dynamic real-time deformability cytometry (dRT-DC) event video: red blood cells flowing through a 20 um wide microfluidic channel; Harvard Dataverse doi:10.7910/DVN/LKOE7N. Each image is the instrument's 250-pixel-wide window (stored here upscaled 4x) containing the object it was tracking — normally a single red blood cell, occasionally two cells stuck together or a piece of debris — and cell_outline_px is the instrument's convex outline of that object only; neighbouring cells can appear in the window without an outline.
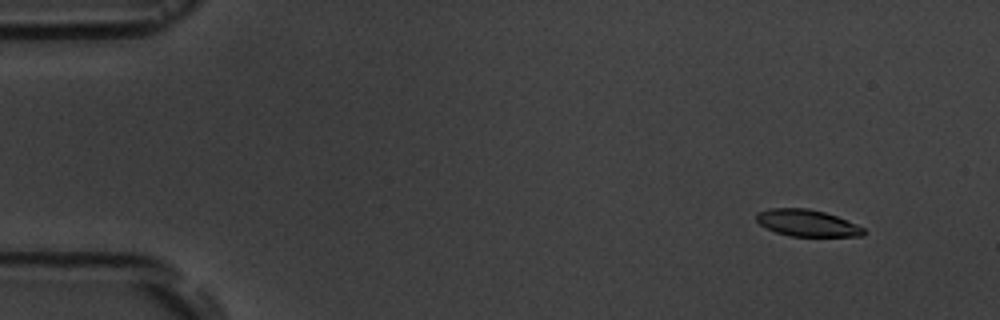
{"species": "common noctule bat (a hibernating species)", "species_latin": "Nyctalus noctula", "temperature_condition": "room temperature", "stored_images_in_passage": 7, "camera_frame_rate_fps": 3000, "um_per_image_px": 0.085, "animal": {"sex": "male", "body_mass_g": 19.5, "forearm_length_mm": 54.6}, "frame": {"image": 1, "passage_image": 2, "time_ms": 1.333, "image_size_px": [1000, 320], "cell_outline_px": [[864, 236], [788, 236], [776, 232], [760, 224], [756, 220], [756, 212], [768, 208], [808, 208], [824, 212], [836, 216], [856, 224], [864, 228]], "centroid_in_image_um": [68.57, 18.95], "position_along_channel_um": 16.4, "area_um2": 16.65}}
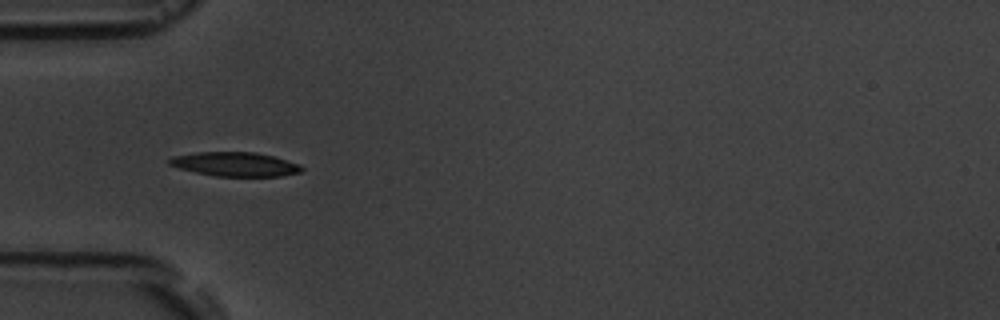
{"frame": {"image": 2, "passage_image": 6, "time_ms": 5.667, "image_size_px": [1000, 320], "cell_outline_px": [[304, 168], [300, 172], [280, 176], [216, 176], [196, 172], [180, 168], [168, 164], [168, 160], [172, 156], [196, 152], [256, 152], [272, 156], [300, 164]], "centroid_in_image_um": [19.98, 13.95], "position_along_channel_um": 65.0, "area_um2": 18.5}}
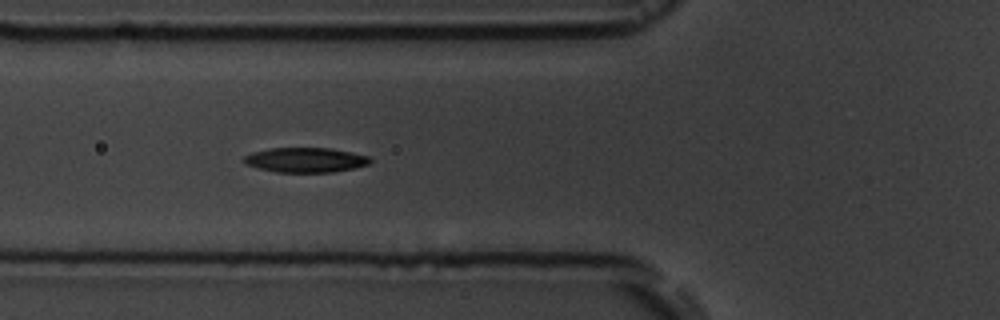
{"frame": {"image": 3, "passage_image": 7, "time_ms": 6.667, "image_size_px": [1000, 320], "cell_outline_px": [[372, 160], [368, 164], [356, 168], [332, 172], [276, 172], [244, 164], [244, 156], [252, 152], [268, 148], [332, 148], [352, 152], [368, 156]], "centroid_in_image_um": [25.98, 13.59], "position_along_channel_um": 99.8, "area_um2": 18.26}}